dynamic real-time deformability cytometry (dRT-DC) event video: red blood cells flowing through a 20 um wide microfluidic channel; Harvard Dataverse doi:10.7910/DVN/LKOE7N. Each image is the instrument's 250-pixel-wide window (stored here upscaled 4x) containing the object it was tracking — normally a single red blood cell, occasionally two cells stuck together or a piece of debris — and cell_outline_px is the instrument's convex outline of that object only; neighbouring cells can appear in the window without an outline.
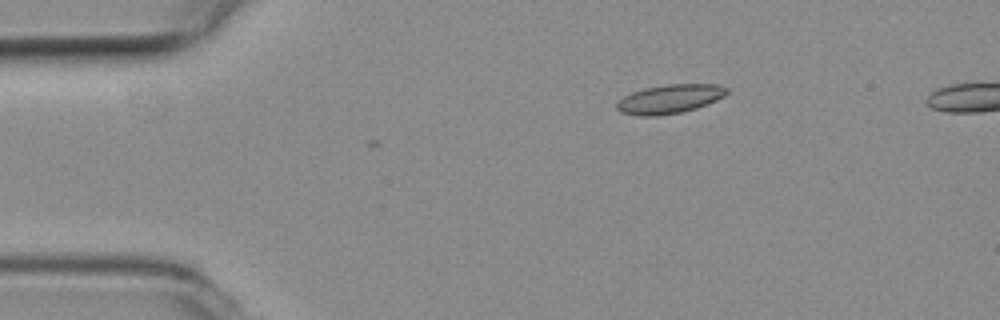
{"species": "common noctule bat (a hibernating species)", "species_latin": "Nyctalus noctula", "temperature_condition": "room temperature", "stored_images_in_passage": 32, "camera_frame_rate_fps": 3000, "um_per_image_px": 0.085, "animal": {"sex": "female", "body_mass_g": 19.3, "forearm_length_mm": 54.1}, "frame": {"image": 1, "passage_image": 1, "time_ms": 0.0, "image_size_px": [1000, 320], "cell_outline_px": [[728, 92], [724, 96], [708, 104], [696, 108], [680, 112], [656, 116], [640, 116], [620, 112], [616, 108], [616, 104], [624, 96], [632, 92], [644, 88], [668, 84], [716, 84], [728, 88]], "centroid_in_image_um": [56.92, 8.41], "position_along_channel_um": 28.1, "area_um2": 18.5}}
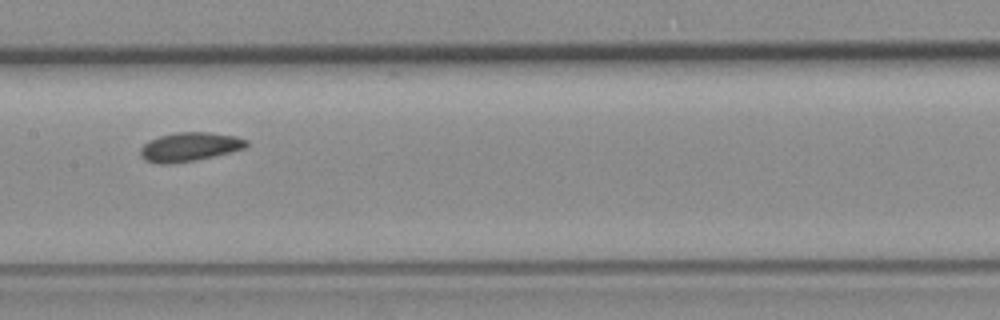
{"frame": {"image": 2, "passage_image": 18, "time_ms": 5.667, "image_size_px": [1000, 320], "cell_outline_px": [[248, 144], [244, 148], [196, 160], [168, 164], [160, 164], [144, 160], [140, 156], [140, 148], [148, 140], [160, 136], [176, 132], [208, 132], [236, 136], [248, 140]], "centroid_in_image_um": [16.07, 12.48], "position_along_channel_um": 191.3, "area_um2": 17.8}}
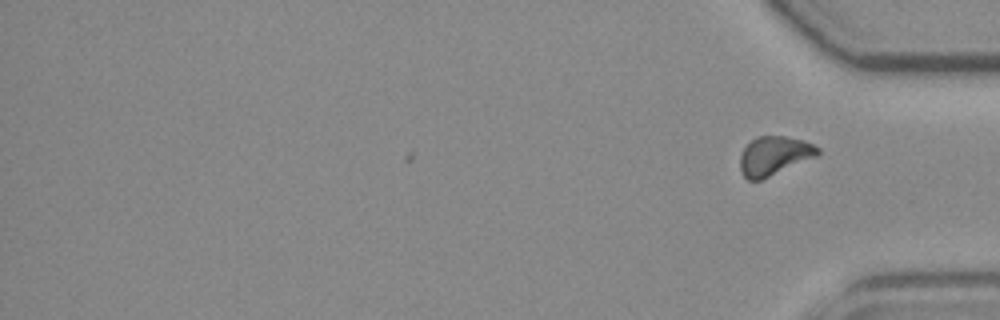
{"frame": {"image": 3, "passage_image": 32, "time_ms": 10.333, "image_size_px": [1000, 320], "cell_outline_px": [[820, 152], [816, 156], [760, 180], [748, 180], [744, 176], [740, 168], [740, 156], [744, 148], [756, 136], [784, 136], [804, 140], [820, 148]], "centroid_in_image_um": [65.79, 13.22], "position_along_channel_um": 369.4, "area_um2": 17.34}, "authors_computed_cell_mechanics": {"area_um2": 17.7157, "velocity_mm_per_s": 3.8537, "shape_relaxation_time_tau1_ms": null, "shape_relaxation_time_tau2_ms": 6.4299, "deformation_change_tau1": null, "deformation_change_tau2": 0.1123}}